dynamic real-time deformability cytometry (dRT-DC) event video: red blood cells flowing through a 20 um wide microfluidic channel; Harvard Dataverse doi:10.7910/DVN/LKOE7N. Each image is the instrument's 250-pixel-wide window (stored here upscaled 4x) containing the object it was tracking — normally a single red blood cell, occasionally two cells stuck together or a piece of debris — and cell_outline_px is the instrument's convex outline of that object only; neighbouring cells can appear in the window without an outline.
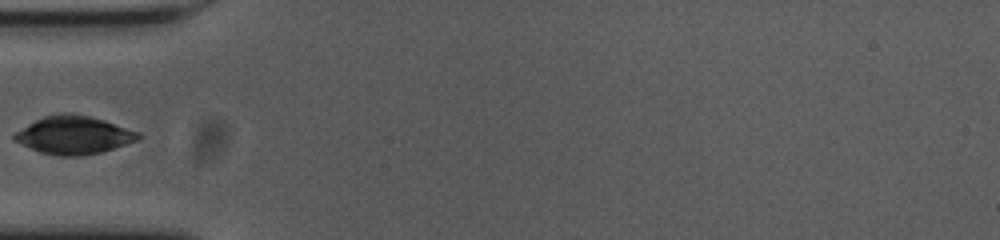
{"species": "common noctule bat (a hibernating species)", "species_latin": "Nyctalus noctula", "temperature_condition": "cold", "stored_images_in_passage": 13, "camera_frame_rate_fps": 3000, "um_per_image_px": 0.085, "animal": {"sex": "female", "body_mass_g": 23.0, "forearm_length_mm": 53.4}, "frame": {"image": 1, "passage_image": 1, "time_ms": 0.0, "image_size_px": [1000, 240], "cell_outline_px": [[144, 136], [140, 140], [100, 152], [80, 156], [60, 156], [40, 152], [12, 140], [12, 136], [16, 132], [28, 124], [44, 116], [60, 112], [64, 112], [88, 116], [104, 120], [140, 132]], "centroid_in_image_um": [6.29, 11.48], "position_along_channel_um": 78.7, "area_um2": 27.46}}